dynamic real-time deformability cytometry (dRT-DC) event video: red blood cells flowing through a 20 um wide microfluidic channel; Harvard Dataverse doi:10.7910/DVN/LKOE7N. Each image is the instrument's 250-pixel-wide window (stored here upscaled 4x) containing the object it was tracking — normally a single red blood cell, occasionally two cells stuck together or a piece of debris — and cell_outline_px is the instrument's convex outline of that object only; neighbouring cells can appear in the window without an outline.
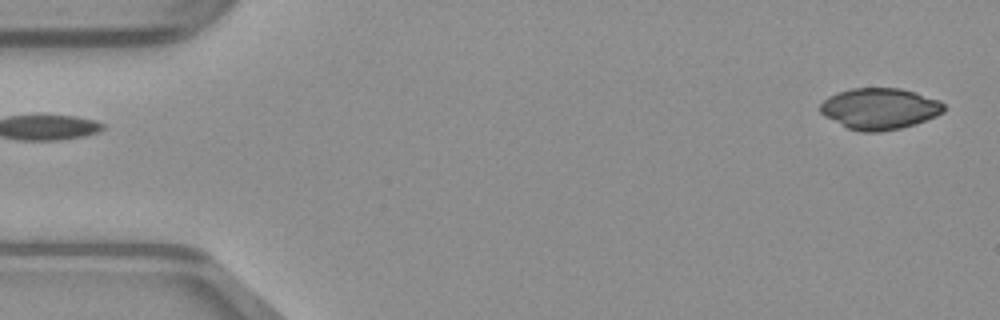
{"species": "common noctule bat (a hibernating species)", "species_latin": "Nyctalus noctula", "temperature_condition": "warm", "stored_images_in_passage": 48, "camera_frame_rate_fps": 3000, "um_per_image_px": 0.085, "animal": {"sex": "male", "body_mass_g": 23.1, "forearm_length_mm": 52.7}, "frame": {"image": 1, "passage_image": 1, "time_ms": 0.0, "image_size_px": [1000, 320], "cell_outline_px": [[944, 112], [936, 116], [916, 124], [900, 128], [880, 132], [860, 132], [848, 128], [824, 116], [820, 112], [820, 104], [828, 96], [852, 88], [900, 88], [916, 92], [940, 100], [944, 104]], "centroid_in_image_um": [74.78, 9.24], "position_along_channel_um": 10.2, "area_um2": 29.82}}